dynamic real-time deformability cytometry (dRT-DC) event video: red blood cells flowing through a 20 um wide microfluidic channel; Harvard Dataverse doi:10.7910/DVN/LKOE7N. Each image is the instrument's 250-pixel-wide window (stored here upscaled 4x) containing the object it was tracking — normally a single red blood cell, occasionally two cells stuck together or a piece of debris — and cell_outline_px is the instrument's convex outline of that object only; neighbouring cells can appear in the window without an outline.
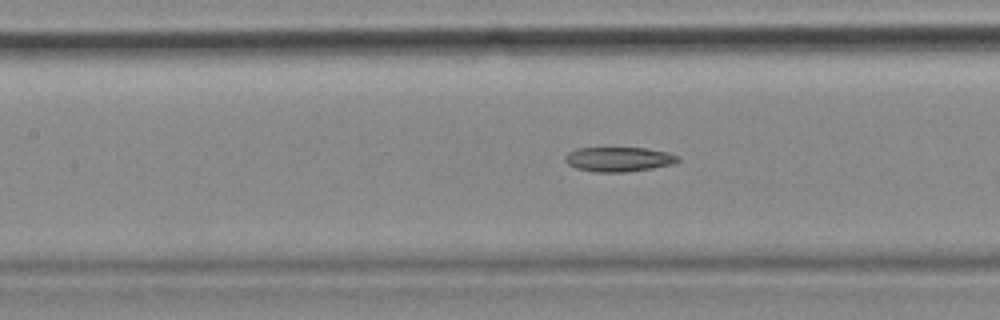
{"species": "common noctule bat (a hibernating species)", "species_latin": "Nyctalus noctula", "temperature_condition": "cold", "stored_images_in_passage": 57, "camera_frame_rate_fps": 3000, "um_per_image_px": 0.085, "animal": {"sex": "female", "body_mass_g": 18.4}, "frame": {"image": 1, "passage_image": 25, "time_ms": 8.0, "image_size_px": [1000, 320], "cell_outline_px": [[680, 160], [672, 164], [652, 168], [624, 172], [596, 172], [576, 168], [568, 164], [564, 160], [564, 156], [568, 152], [576, 148], [648, 148], [668, 152], [680, 156]], "centroid_in_image_um": [52.59, 13.53], "position_along_channel_um": 154.8, "area_um2": 16.24}}